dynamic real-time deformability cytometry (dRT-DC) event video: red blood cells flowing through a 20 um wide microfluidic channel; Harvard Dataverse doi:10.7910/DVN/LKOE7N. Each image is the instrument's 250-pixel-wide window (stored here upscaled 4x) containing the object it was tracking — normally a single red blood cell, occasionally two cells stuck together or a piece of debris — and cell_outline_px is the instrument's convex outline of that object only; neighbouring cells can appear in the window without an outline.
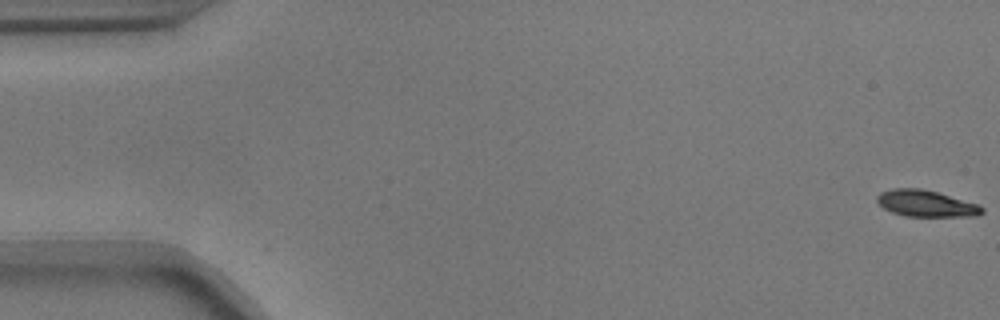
{"species": "common noctule bat (a hibernating species)", "species_latin": "Nyctalus noctula", "temperature_condition": "warm", "stored_images_in_passage": 6, "camera_frame_rate_fps": 3000, "um_per_image_px": 0.085, "animal": {"sex": "male", "body_mass_g": 17.9}, "frame": {"image": 1, "passage_image": 1, "time_ms": 0.0, "image_size_px": [1000, 320], "cell_outline_px": [[984, 212], [976, 216], [904, 216], [892, 212], [884, 208], [876, 200], [876, 196], [880, 192], [892, 188], [920, 188], [936, 192], [976, 204], [984, 208]], "centroid_in_image_um": [78.67, 17.3], "position_along_channel_um": 6.3, "area_um2": 16.01}}